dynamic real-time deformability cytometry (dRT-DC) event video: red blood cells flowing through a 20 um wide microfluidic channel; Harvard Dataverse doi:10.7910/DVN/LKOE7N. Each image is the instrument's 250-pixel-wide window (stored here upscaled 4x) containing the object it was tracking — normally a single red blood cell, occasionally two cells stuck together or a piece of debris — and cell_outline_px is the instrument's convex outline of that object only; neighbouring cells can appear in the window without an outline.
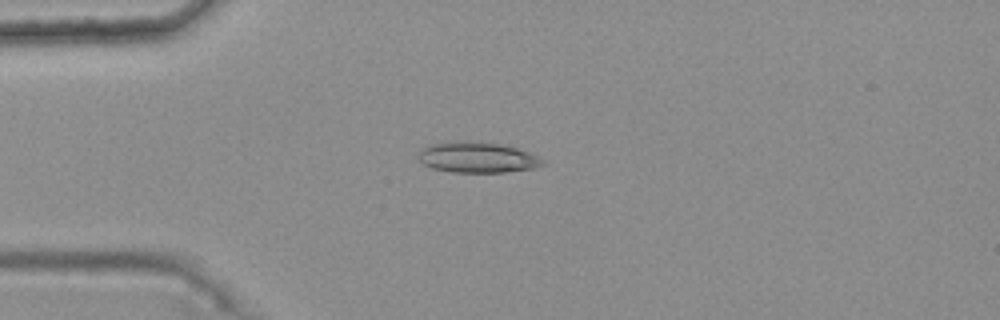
{"species": "common noctule bat (a hibernating species)", "species_latin": "Nyctalus noctula", "temperature_condition": "warm", "stored_images_in_passage": 42, "camera_frame_rate_fps": 3000, "um_per_image_px": 0.085, "animal": {"sex": "female", "body_mass_g": 25.1}, "frame": {"image": 1, "passage_image": 8, "time_ms": 2.333, "image_size_px": [1000, 320], "cell_outline_px": [[544, 164], [536, 168], [504, 172], [452, 172], [432, 168], [424, 164], [416, 156], [424, 148], [432, 144], [500, 144], [516, 148], [528, 152], [544, 160]], "centroid_in_image_um": [40.62, 13.44], "position_along_channel_um": 44.4, "area_um2": 21.04}}
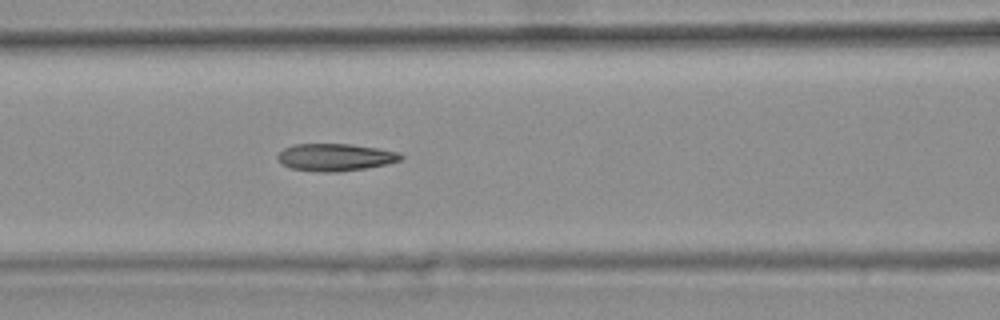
{"frame": {"image": 2, "passage_image": 17, "time_ms": 5.333, "image_size_px": [1000, 320], "cell_outline_px": [[404, 156], [400, 160], [384, 164], [364, 168], [340, 172], [316, 172], [292, 168], [284, 164], [276, 156], [284, 148], [292, 144], [352, 144], [400, 152]], "centroid_in_image_um": [28.5, 13.36], "position_along_channel_um": 138.1, "area_um2": 19.48}}
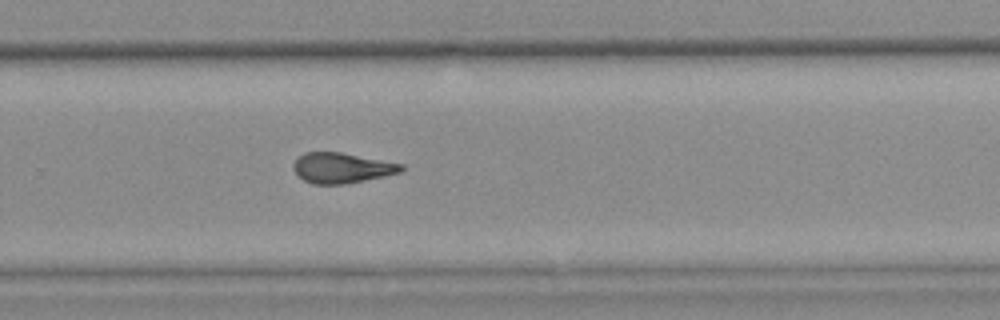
{"frame": {"image": 3, "passage_image": 30, "time_ms": 9.667, "image_size_px": [1000, 320], "cell_outline_px": [[404, 168], [400, 172], [384, 176], [344, 184], [312, 184], [304, 180], [292, 168], [292, 164], [304, 152], [340, 152], [404, 164]], "centroid_in_image_um": [29.04, 14.27], "position_along_channel_um": 300.8, "area_um2": 18.9}, "authors_computed_cell_mechanics": {"area_um2": 19.5364, "velocity_mm_per_s": 3.7645, "shape_relaxation_time_tau1_ms": null, "shape_relaxation_time_tau2_ms": 2.7542, "deformation_change_tau1": null, "deformation_change_tau2": 0.1292}}